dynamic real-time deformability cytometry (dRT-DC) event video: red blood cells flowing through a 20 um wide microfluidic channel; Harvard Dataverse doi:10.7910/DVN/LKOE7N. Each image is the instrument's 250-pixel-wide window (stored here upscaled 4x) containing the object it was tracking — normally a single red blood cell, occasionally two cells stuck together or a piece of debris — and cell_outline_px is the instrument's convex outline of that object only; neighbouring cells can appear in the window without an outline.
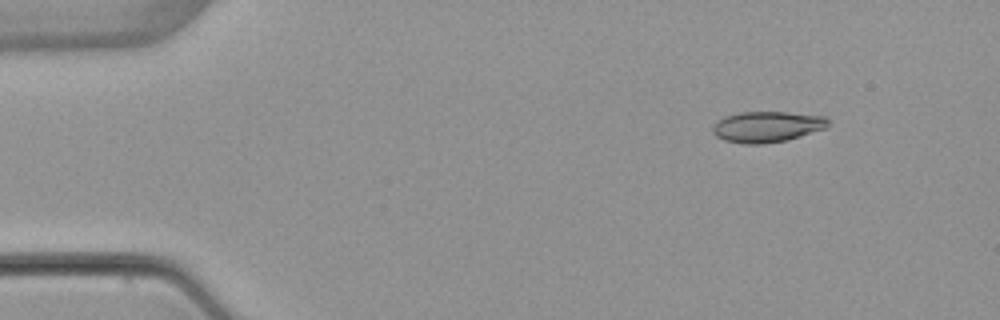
{"species": "common noctule bat (a hibernating species)", "species_latin": "Nyctalus noctula", "temperature_condition": "warm", "stored_images_in_passage": 4, "camera_frame_rate_fps": 3000, "um_per_image_px": 0.085, "animal": {"sex": "female", "body_mass_g": 22.7, "forearm_length_mm": 54.2}, "frame": {"image": 1, "passage_image": 2, "time_ms": 1.333, "image_size_px": [1000, 320], "cell_outline_px": [[828, 128], [788, 140], [764, 144], [744, 144], [724, 140], [716, 136], [712, 132], [712, 128], [724, 116], [740, 112], [788, 112], [828, 116]], "centroid_in_image_um": [65.25, 10.77], "position_along_channel_um": 19.8, "area_um2": 20.98}}